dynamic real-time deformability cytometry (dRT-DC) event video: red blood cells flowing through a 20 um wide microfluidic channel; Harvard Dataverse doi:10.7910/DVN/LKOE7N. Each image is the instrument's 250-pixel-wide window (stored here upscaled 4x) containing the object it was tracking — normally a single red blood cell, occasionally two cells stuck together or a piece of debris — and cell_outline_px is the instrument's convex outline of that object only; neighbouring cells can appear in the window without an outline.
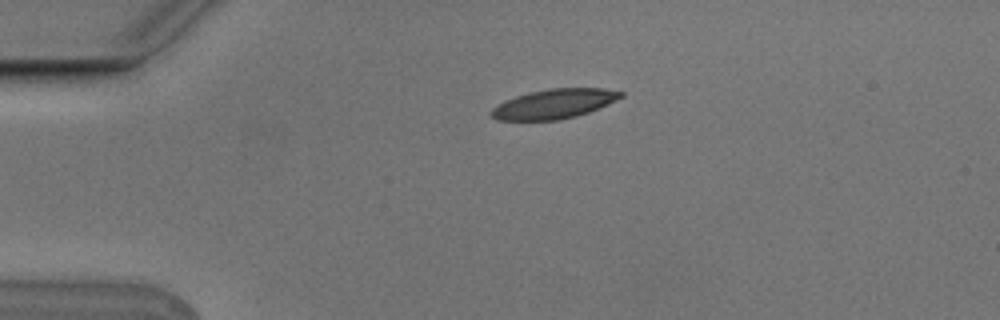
{"species": "Egyptian fruit bat (a non-hibernating species)", "species_latin": "Rousettus aegyptiacus", "temperature_condition": "cold", "stored_images_in_passage": 2, "camera_frame_rate_fps": 3000, "um_per_image_px": 0.085, "animal": {"sex": "male"}, "frame": {"image": 1, "passage_image": 1, "time_ms": 0.0, "image_size_px": [1000, 320], "cell_outline_px": [[624, 96], [600, 108], [576, 116], [560, 120], [496, 120], [488, 112], [492, 108], [504, 100], [528, 92], [548, 88], [604, 88], [624, 92]], "centroid_in_image_um": [47.09, 8.82], "position_along_channel_um": 37.9, "area_um2": 22.48}}